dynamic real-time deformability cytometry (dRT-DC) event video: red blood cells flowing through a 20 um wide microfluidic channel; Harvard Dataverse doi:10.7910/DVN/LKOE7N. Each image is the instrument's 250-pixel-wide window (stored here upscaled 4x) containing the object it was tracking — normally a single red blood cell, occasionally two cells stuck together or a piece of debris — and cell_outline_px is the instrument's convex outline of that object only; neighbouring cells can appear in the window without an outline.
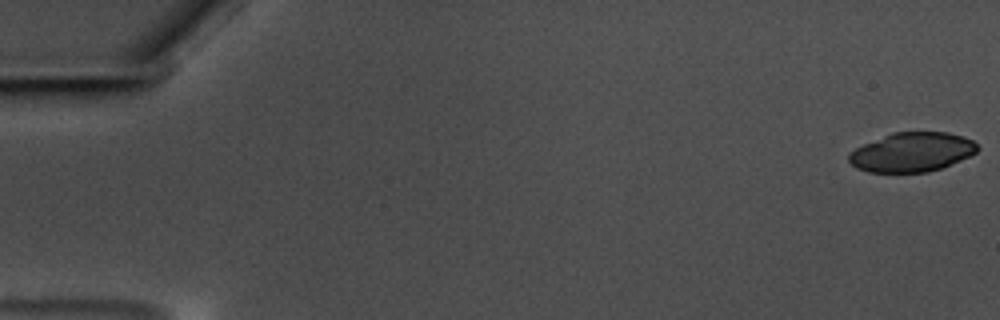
{"species": "common noctule bat (a hibernating species)", "species_latin": "Nyctalus noctula", "temperature_condition": "warm", "stored_images_in_passage": 58, "camera_frame_rate_fps": 3000, "um_per_image_px": 0.085, "animal": {"sex": "male", "body_mass_g": 17.5, "forearm_length_mm": 52.3}, "frame": {"image": 1, "passage_image": 1, "time_ms": 0.0, "image_size_px": [1000, 320], "cell_outline_px": [[980, 148], [972, 156], [940, 168], [928, 172], [868, 172], [856, 168], [848, 160], [848, 152], [864, 144], [892, 132], [948, 132], [964, 136], [972, 140]], "centroid_in_image_um": [77.53, 12.93], "position_along_channel_um": 7.5, "area_um2": 29.54}}